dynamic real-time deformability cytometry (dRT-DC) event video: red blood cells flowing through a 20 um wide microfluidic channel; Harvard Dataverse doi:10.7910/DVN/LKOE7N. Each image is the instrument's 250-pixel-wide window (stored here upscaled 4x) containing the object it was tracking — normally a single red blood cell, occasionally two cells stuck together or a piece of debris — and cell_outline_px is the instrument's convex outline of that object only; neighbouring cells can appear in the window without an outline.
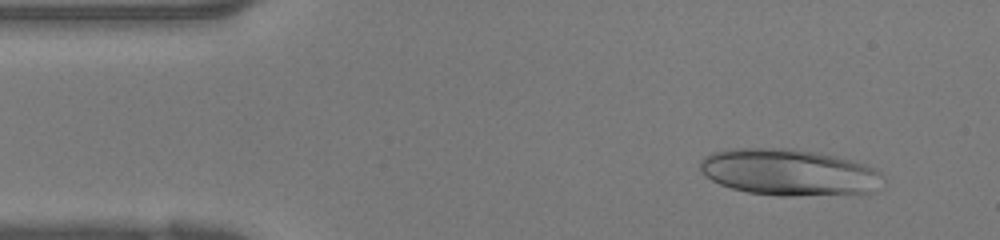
{"species": "human", "species_latin": "Homo sapiens", "temperature_condition": "warm", "stored_images_in_passage": 38, "camera_frame_rate_fps": 3000, "um_per_image_px": 0.085, "donor": {"sex": "female"}, "frame": {"image": 1, "passage_image": 3, "time_ms": 0.667, "image_size_px": [1000, 240], "cell_outline_px": [[880, 176], [872, 192], [792, 196], [776, 196], [748, 192], [732, 188], [720, 184], [704, 176], [700, 168], [700, 160], [704, 156], [712, 152], [732, 148], [784, 148], [816, 152], [836, 156], [852, 160], [876, 168], [880, 172]], "centroid_in_image_um": [66.97, 14.63], "position_along_channel_um": 18.0, "area_um2": 49.25}}
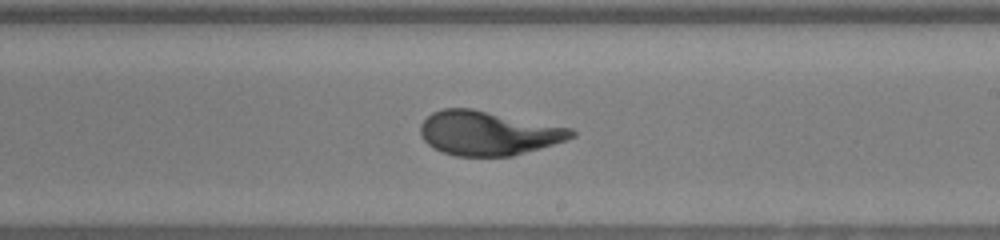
{"frame": {"image": 2, "passage_image": 21, "time_ms": 6.667, "image_size_px": [1000, 240], "cell_outline_px": [[576, 136], [540, 148], [512, 156], [456, 156], [444, 152], [428, 144], [424, 140], [420, 132], [420, 124], [432, 112], [444, 108], [472, 108], [572, 128], [576, 132]], "centroid_in_image_um": [41.49, 11.31], "position_along_channel_um": 247.5, "area_um2": 38.67}}
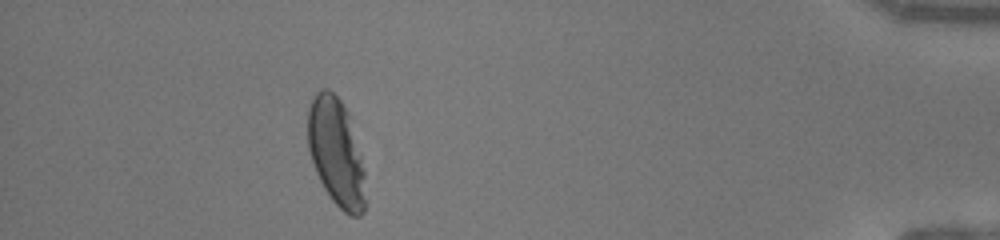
{"frame": {"image": 3, "passage_image": 34, "time_ms": 11.0, "image_size_px": [1000, 240], "cell_outline_px": [[364, 212], [360, 216], [348, 216], [332, 200], [324, 188], [316, 172], [308, 148], [308, 108], [316, 92], [320, 88], [328, 88], [340, 100], [348, 112], [360, 156], [364, 172]], "centroid_in_image_um": [28.55, 12.94], "position_along_channel_um": 406.6, "area_um2": 35.72}}